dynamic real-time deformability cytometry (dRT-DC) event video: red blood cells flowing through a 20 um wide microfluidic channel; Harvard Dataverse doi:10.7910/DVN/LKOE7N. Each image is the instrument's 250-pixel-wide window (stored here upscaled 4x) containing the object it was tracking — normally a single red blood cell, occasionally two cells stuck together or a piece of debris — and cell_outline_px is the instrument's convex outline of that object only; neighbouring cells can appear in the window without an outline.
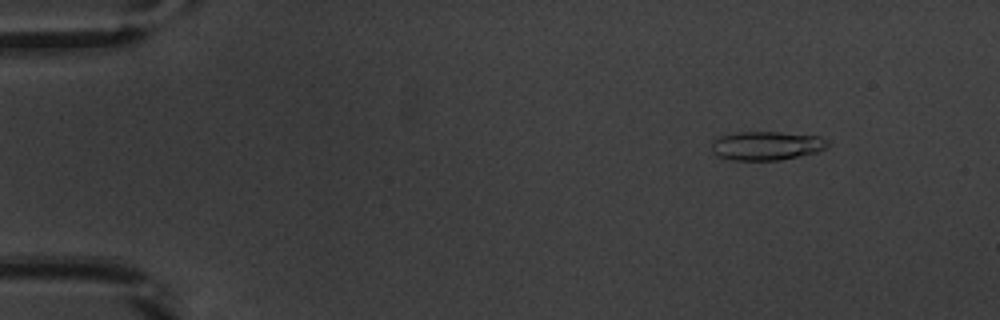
{"species": "common noctule bat (a hibernating species)", "species_latin": "Nyctalus noctula", "temperature_condition": "warm", "stored_images_in_passage": 53, "camera_frame_rate_fps": 3000, "um_per_image_px": 0.085, "animal": {"sex": "male", "body_mass_g": 20.1, "forearm_length_mm": 53.5}, "frame": {"image": 1, "passage_image": 7, "time_ms": 2.0, "image_size_px": [1000, 320], "cell_outline_px": [[828, 148], [816, 152], [780, 160], [732, 160], [716, 156], [712, 152], [712, 140], [720, 136], [740, 132], [780, 132], [820, 136], [828, 140]], "centroid_in_image_um": [65.15, 12.38], "position_along_channel_um": 19.8, "area_um2": 19.59}}
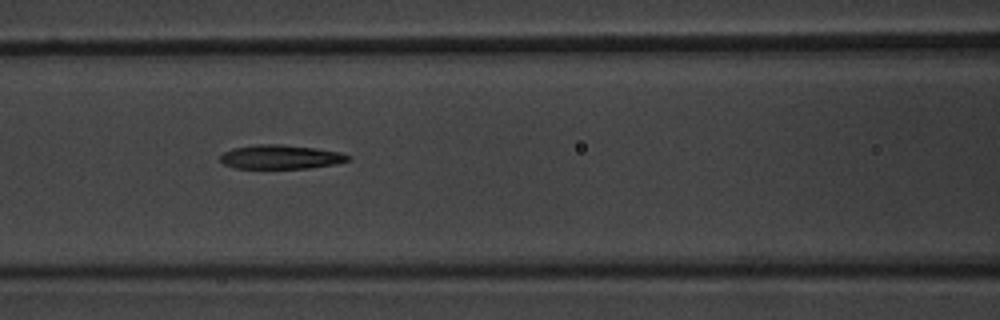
{"frame": {"image": 2, "passage_image": 24, "time_ms": 7.667, "image_size_px": [1000, 320], "cell_outline_px": [[352, 160], [336, 164], [308, 168], [236, 168], [224, 164], [220, 160], [220, 156], [224, 152], [232, 148], [256, 144], [280, 144], [316, 148], [340, 152], [352, 156]], "centroid_in_image_um": [23.89, 13.33], "position_along_channel_um": 142.7, "area_um2": 18.03}}
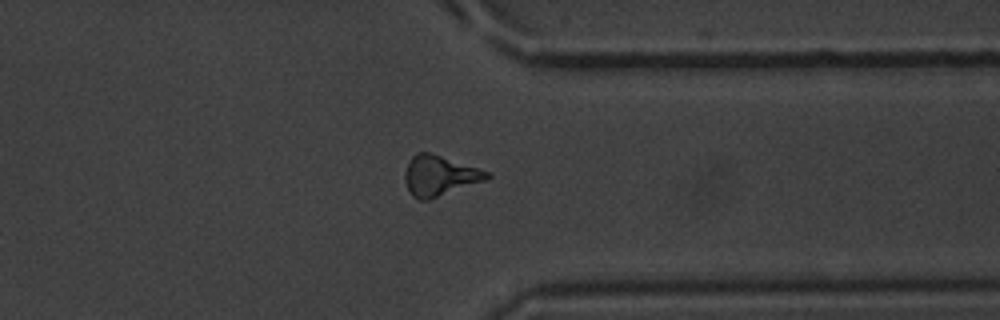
{"frame": {"image": 3, "passage_image": 42, "time_ms": 13.667, "image_size_px": [1000, 320], "cell_outline_px": [[492, 176], [488, 180], [428, 200], [420, 200], [412, 196], [404, 180], [404, 172], [408, 160], [416, 152], [432, 152], [488, 172]], "centroid_in_image_um": [37.34, 14.93], "position_along_channel_um": 374.1, "area_um2": 19.42}, "authors_computed_cell_mechanics": {"area_um2": 18.207, "velocity_mm_per_s": 3.8977, "shape_relaxation_time_tau1_ms": 3.6187, "shape_relaxation_time_tau2_ms": 5.7597, "deformation_change_tau1": 0.1753, "deformation_change_tau2": 0.1965}}